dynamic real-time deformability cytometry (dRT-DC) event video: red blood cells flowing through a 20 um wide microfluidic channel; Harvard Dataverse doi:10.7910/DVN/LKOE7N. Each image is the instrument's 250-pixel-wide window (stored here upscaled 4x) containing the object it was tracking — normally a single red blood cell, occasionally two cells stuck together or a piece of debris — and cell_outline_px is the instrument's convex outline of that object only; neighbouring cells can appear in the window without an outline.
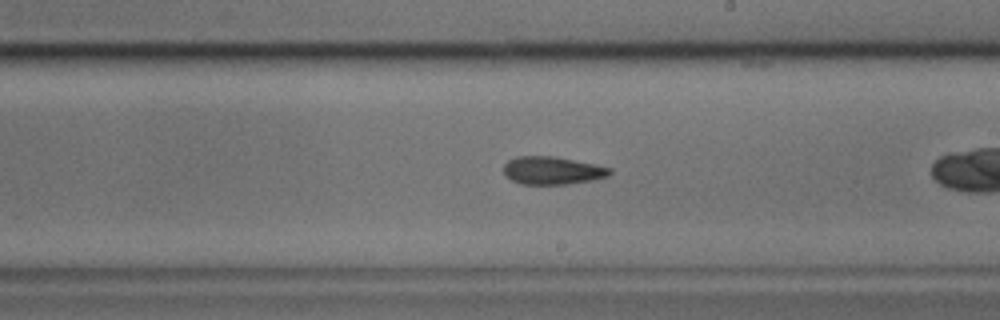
{"species": "common noctule bat (a hibernating species)", "species_latin": "Nyctalus noctula", "temperature_condition": "cold", "stored_images_in_passage": 26, "camera_frame_rate_fps": 3000, "um_per_image_px": 0.085, "animal": {"sex": "male", "body_mass_g": 17.9, "forearm_length_mm": 54.2}, "frame": {"image": 1, "passage_image": 15, "time_ms": 4.667, "image_size_px": [1000, 320], "cell_outline_px": [[612, 172], [608, 176], [592, 180], [568, 184], [520, 184], [504, 176], [504, 164], [508, 160], [516, 156], [552, 156], [596, 164], [612, 168]], "centroid_in_image_um": [46.94, 14.49], "position_along_channel_um": 242.1, "area_um2": 17.34}}